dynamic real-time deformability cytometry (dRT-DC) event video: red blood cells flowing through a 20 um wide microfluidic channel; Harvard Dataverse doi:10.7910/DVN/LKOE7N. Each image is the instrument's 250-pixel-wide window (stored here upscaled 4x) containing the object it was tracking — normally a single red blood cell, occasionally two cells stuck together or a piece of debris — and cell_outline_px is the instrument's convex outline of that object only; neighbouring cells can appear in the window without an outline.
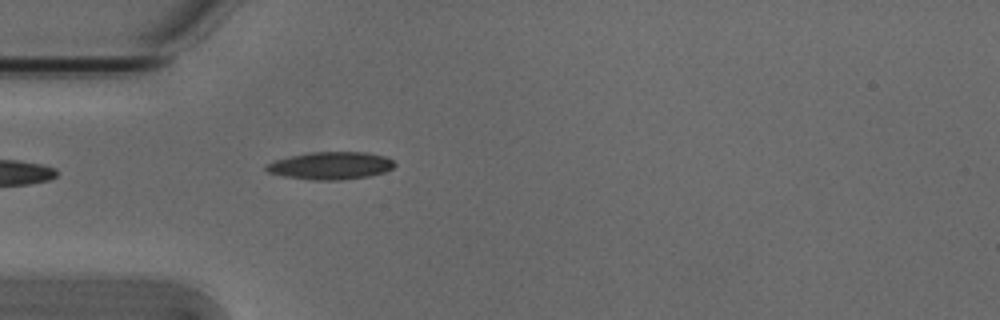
{"species": "Egyptian fruit bat (a non-hibernating species)", "species_latin": "Rousettus aegyptiacus", "temperature_condition": "cold", "stored_images_in_passage": 3, "camera_frame_rate_fps": 3000, "um_per_image_px": 0.085, "animal": {"sex": "male"}, "frame": {"image": 1, "passage_image": 3, "time_ms": 0.667, "image_size_px": [1000, 320], "cell_outline_px": [[396, 164], [392, 168], [384, 172], [368, 176], [340, 180], [316, 180], [284, 176], [268, 172], [264, 168], [264, 164], [276, 160], [292, 156], [312, 152], [368, 152], [384, 156], [392, 160]], "centroid_in_image_um": [28.1, 14.08], "position_along_channel_um": 56.9, "area_um2": 20.46}}